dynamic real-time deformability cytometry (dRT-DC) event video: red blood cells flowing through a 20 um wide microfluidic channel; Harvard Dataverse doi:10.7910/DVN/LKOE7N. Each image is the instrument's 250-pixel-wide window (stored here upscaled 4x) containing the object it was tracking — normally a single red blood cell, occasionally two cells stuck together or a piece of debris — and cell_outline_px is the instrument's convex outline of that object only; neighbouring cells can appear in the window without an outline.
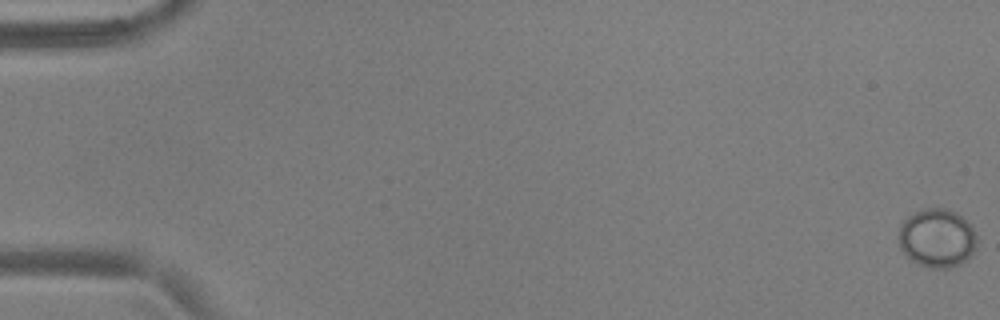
{"species": "common noctule bat (a hibernating species)", "species_latin": "Nyctalus noctula", "temperature_condition": "warm", "stored_images_in_passage": 19, "camera_frame_rate_fps": 3000, "um_per_image_px": 0.085, "animal": {"sex": "male", "body_mass_g": 17.9, "forearm_length_mm": 54.2}, "frame": {"image": 1, "passage_image": 1, "time_ms": 0.0, "image_size_px": [1000, 320], "cell_outline_px": [[976, 248], [960, 264], [952, 268], [928, 268], [912, 260], [900, 248], [896, 236], [900, 224], [908, 216], [916, 212], [928, 208], [948, 208], [956, 212], [972, 228], [976, 236]], "centroid_in_image_um": [79.6, 20.24], "position_along_channel_um": 5.4, "area_um2": 26.7}}